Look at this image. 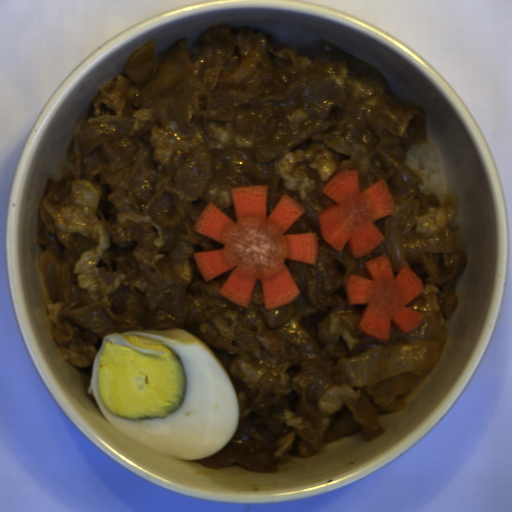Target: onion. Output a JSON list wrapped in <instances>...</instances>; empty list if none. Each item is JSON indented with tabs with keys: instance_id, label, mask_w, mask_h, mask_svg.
I'll return each instance as SVG.
<instances>
[{
	"instance_id": "onion-1",
	"label": "onion",
	"mask_w": 512,
	"mask_h": 512,
	"mask_svg": "<svg viewBox=\"0 0 512 512\" xmlns=\"http://www.w3.org/2000/svg\"><path fill=\"white\" fill-rule=\"evenodd\" d=\"M435 344L405 341L344 359L339 370L350 387H363L429 368Z\"/></svg>"
},
{
	"instance_id": "onion-2",
	"label": "onion",
	"mask_w": 512,
	"mask_h": 512,
	"mask_svg": "<svg viewBox=\"0 0 512 512\" xmlns=\"http://www.w3.org/2000/svg\"><path fill=\"white\" fill-rule=\"evenodd\" d=\"M420 203L414 197L392 209L386 216L384 246L393 277L403 266H408L406 253H452L455 237L451 230L419 236L411 241L405 237L411 232L418 217Z\"/></svg>"
},
{
	"instance_id": "onion-3",
	"label": "onion",
	"mask_w": 512,
	"mask_h": 512,
	"mask_svg": "<svg viewBox=\"0 0 512 512\" xmlns=\"http://www.w3.org/2000/svg\"><path fill=\"white\" fill-rule=\"evenodd\" d=\"M40 272L54 299L71 303L79 297L70 266L60 264L53 252L41 251L38 257Z\"/></svg>"
},
{
	"instance_id": "onion-4",
	"label": "onion",
	"mask_w": 512,
	"mask_h": 512,
	"mask_svg": "<svg viewBox=\"0 0 512 512\" xmlns=\"http://www.w3.org/2000/svg\"><path fill=\"white\" fill-rule=\"evenodd\" d=\"M156 46L145 45L128 60L126 73L132 83L142 84L156 75L160 65L154 56Z\"/></svg>"
},
{
	"instance_id": "onion-5",
	"label": "onion",
	"mask_w": 512,
	"mask_h": 512,
	"mask_svg": "<svg viewBox=\"0 0 512 512\" xmlns=\"http://www.w3.org/2000/svg\"><path fill=\"white\" fill-rule=\"evenodd\" d=\"M195 77L188 76L181 89L170 100L167 114L174 120L180 130L187 136L189 133L188 126V108L192 100Z\"/></svg>"
}]
</instances>
